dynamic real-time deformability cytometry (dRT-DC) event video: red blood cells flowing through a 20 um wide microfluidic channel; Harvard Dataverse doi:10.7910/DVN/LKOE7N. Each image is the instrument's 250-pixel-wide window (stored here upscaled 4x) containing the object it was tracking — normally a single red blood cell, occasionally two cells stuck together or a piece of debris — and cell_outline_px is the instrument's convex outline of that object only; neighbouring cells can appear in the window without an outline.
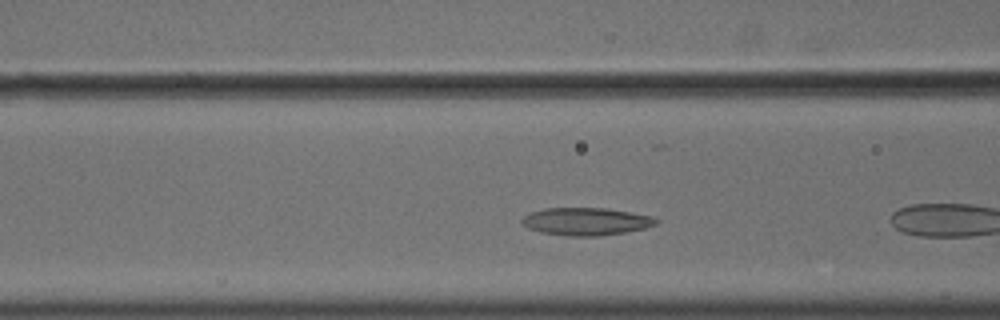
{"species": "common noctule bat (a hibernating species)", "species_latin": "Nyctalus noctula", "temperature_condition": "cold", "stored_images_in_passage": 31, "camera_frame_rate_fps": 3000, "um_per_image_px": 0.085, "animal": {"sex": "male", "body_mass_g": 18.8}, "frame": {"image": 1, "passage_image": 5, "time_ms": 1.333, "image_size_px": [1000, 320], "cell_outline_px": [[660, 220], [656, 224], [644, 228], [624, 232], [596, 236], [568, 236], [540, 232], [528, 228], [520, 220], [524, 216], [532, 212], [544, 208], [604, 208], [652, 216]], "centroid_in_image_um": [49.8, 18.82], "position_along_channel_um": 116.8, "area_um2": 21.39}}
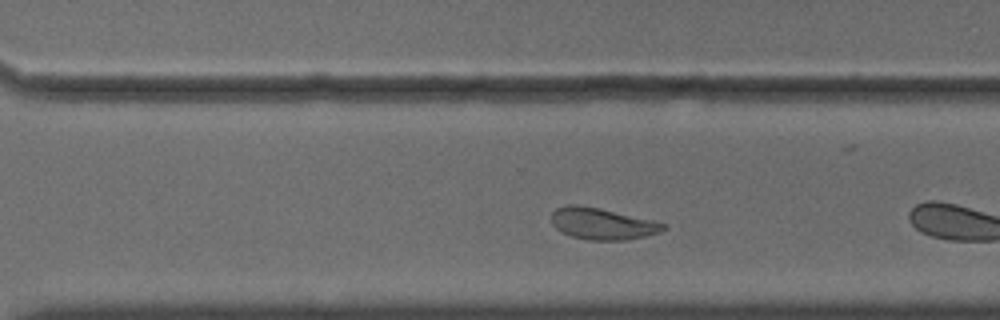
{"frame": {"image": 2, "passage_image": 22, "time_ms": 7.0, "image_size_px": [1000, 320], "cell_outline_px": [[668, 228], [660, 232], [628, 240], [588, 240], [572, 236], [560, 232], [552, 224], [552, 212], [556, 208], [568, 204], [576, 204], [600, 208], [652, 220], [664, 224]], "centroid_in_image_um": [51.17, 19.01], "position_along_channel_um": 319.4, "area_um2": 20.58}, "authors_computed_cell_mechanics": {"area_um2": 20.6924, "velocity_mm_per_s": 3.5835, "shape_relaxation_time_tau1_ms": 6.7042, "shape_relaxation_time_tau2_ms": 4.673, "deformation_change_tau1": 0.1342, "deformation_change_tau2": 0.0923}}